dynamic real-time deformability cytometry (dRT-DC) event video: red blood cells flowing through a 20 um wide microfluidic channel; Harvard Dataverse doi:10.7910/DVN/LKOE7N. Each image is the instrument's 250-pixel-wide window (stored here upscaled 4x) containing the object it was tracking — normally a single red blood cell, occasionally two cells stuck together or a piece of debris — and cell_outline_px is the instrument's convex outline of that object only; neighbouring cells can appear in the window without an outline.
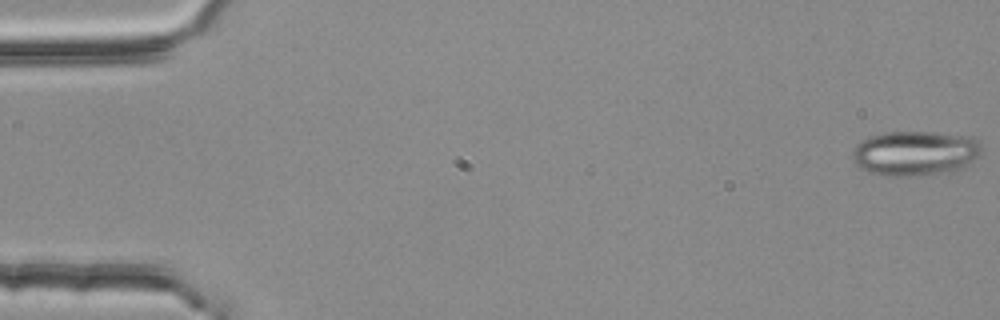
{"species": "common noctule bat (a hibernating species)", "species_latin": "Nyctalus noctula", "temperature_condition": "room temperature", "stored_images_in_passage": 4, "camera_frame_rate_fps": 3000, "um_per_image_px": 0.085, "animal": {"sex": "female", "body_mass_g": 25.1}, "frame": {"image": 1, "passage_image": 1, "time_ms": 0.0, "image_size_px": [1000, 320], "cell_outline_px": [[980, 156], [972, 164], [960, 172], [908, 176], [884, 176], [868, 172], [860, 168], [852, 160], [852, 152], [856, 144], [868, 136], [884, 132], [936, 132], [972, 136], [980, 140]], "centroid_in_image_um": [77.84, 13.04], "position_along_channel_um": 7.2, "area_um2": 34.8}}